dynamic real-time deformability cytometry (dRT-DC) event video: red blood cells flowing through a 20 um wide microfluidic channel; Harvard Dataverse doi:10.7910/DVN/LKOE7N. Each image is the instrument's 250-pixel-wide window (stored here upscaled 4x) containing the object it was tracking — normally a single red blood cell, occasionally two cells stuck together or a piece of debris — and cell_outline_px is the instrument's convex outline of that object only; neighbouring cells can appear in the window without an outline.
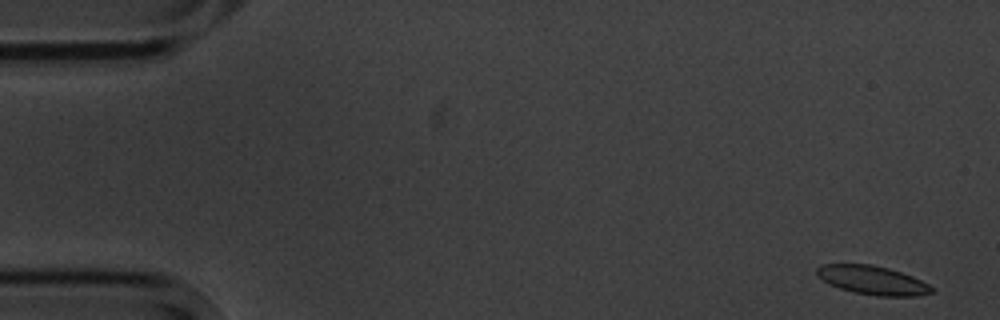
{"species": "common noctule bat (a hibernating species)", "species_latin": "Nyctalus noctula", "temperature_condition": "cold", "stored_images_in_passage": 5, "camera_frame_rate_fps": 3000, "um_per_image_px": 0.085, "animal": {"sex": "male", "body_mass_g": 20.1, "forearm_length_mm": 53.5}, "frame": {"image": 1, "passage_image": 1, "time_ms": 0.0, "image_size_px": [1000, 320], "cell_outline_px": [[936, 292], [916, 296], [876, 296], [856, 292], [840, 288], [828, 284], [816, 272], [816, 268], [820, 264], [872, 264], [888, 268], [912, 276], [928, 284]], "centroid_in_image_um": [74.17, 23.81], "position_along_channel_um": 10.8, "area_um2": 19.13}}
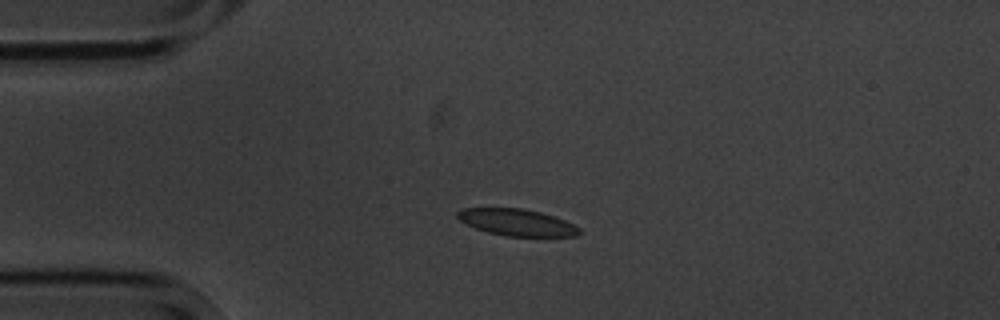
{"frame": {"image": 2, "passage_image": 4, "time_ms": 3.667, "image_size_px": [1000, 320], "cell_outline_px": [[580, 232], [576, 236], [508, 236], [488, 232], [476, 228], [460, 220], [456, 216], [456, 212], [460, 208], [520, 208], [540, 212], [564, 220], [580, 228]], "centroid_in_image_um": [43.9, 18.89], "position_along_channel_um": 41.1, "area_um2": 18.73}}